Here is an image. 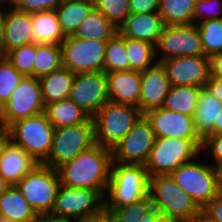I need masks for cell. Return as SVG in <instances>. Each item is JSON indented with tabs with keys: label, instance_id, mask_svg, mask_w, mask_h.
<instances>
[{
	"label": "cell",
	"instance_id": "obj_42",
	"mask_svg": "<svg viewBox=\"0 0 222 222\" xmlns=\"http://www.w3.org/2000/svg\"><path fill=\"white\" fill-rule=\"evenodd\" d=\"M209 149L208 151H206ZM205 150L204 155L211 153L212 159L214 158L213 166L222 163V134L219 135H207L203 139L202 151Z\"/></svg>",
	"mask_w": 222,
	"mask_h": 222
},
{
	"label": "cell",
	"instance_id": "obj_30",
	"mask_svg": "<svg viewBox=\"0 0 222 222\" xmlns=\"http://www.w3.org/2000/svg\"><path fill=\"white\" fill-rule=\"evenodd\" d=\"M201 87L171 86L163 104L164 109L194 116Z\"/></svg>",
	"mask_w": 222,
	"mask_h": 222
},
{
	"label": "cell",
	"instance_id": "obj_14",
	"mask_svg": "<svg viewBox=\"0 0 222 222\" xmlns=\"http://www.w3.org/2000/svg\"><path fill=\"white\" fill-rule=\"evenodd\" d=\"M155 138L150 122L142 115L133 128L111 149L112 162L144 165Z\"/></svg>",
	"mask_w": 222,
	"mask_h": 222
},
{
	"label": "cell",
	"instance_id": "obj_27",
	"mask_svg": "<svg viewBox=\"0 0 222 222\" xmlns=\"http://www.w3.org/2000/svg\"><path fill=\"white\" fill-rule=\"evenodd\" d=\"M221 109L222 103L218 101L209 90L201 87L193 121L195 130L202 139L214 129V124Z\"/></svg>",
	"mask_w": 222,
	"mask_h": 222
},
{
	"label": "cell",
	"instance_id": "obj_51",
	"mask_svg": "<svg viewBox=\"0 0 222 222\" xmlns=\"http://www.w3.org/2000/svg\"><path fill=\"white\" fill-rule=\"evenodd\" d=\"M37 221L38 222H74L68 219H63L56 216H52L51 214L38 215Z\"/></svg>",
	"mask_w": 222,
	"mask_h": 222
},
{
	"label": "cell",
	"instance_id": "obj_35",
	"mask_svg": "<svg viewBox=\"0 0 222 222\" xmlns=\"http://www.w3.org/2000/svg\"><path fill=\"white\" fill-rule=\"evenodd\" d=\"M205 56L222 52V19L197 23Z\"/></svg>",
	"mask_w": 222,
	"mask_h": 222
},
{
	"label": "cell",
	"instance_id": "obj_36",
	"mask_svg": "<svg viewBox=\"0 0 222 222\" xmlns=\"http://www.w3.org/2000/svg\"><path fill=\"white\" fill-rule=\"evenodd\" d=\"M23 77L5 56L0 58V108L10 99Z\"/></svg>",
	"mask_w": 222,
	"mask_h": 222
},
{
	"label": "cell",
	"instance_id": "obj_3",
	"mask_svg": "<svg viewBox=\"0 0 222 222\" xmlns=\"http://www.w3.org/2000/svg\"><path fill=\"white\" fill-rule=\"evenodd\" d=\"M149 195L168 222H185L201 210L170 175L149 177Z\"/></svg>",
	"mask_w": 222,
	"mask_h": 222
},
{
	"label": "cell",
	"instance_id": "obj_57",
	"mask_svg": "<svg viewBox=\"0 0 222 222\" xmlns=\"http://www.w3.org/2000/svg\"><path fill=\"white\" fill-rule=\"evenodd\" d=\"M0 222H13L11 220H7V219H3V218H0Z\"/></svg>",
	"mask_w": 222,
	"mask_h": 222
},
{
	"label": "cell",
	"instance_id": "obj_50",
	"mask_svg": "<svg viewBox=\"0 0 222 222\" xmlns=\"http://www.w3.org/2000/svg\"><path fill=\"white\" fill-rule=\"evenodd\" d=\"M10 141L8 128L0 125V156L6 144Z\"/></svg>",
	"mask_w": 222,
	"mask_h": 222
},
{
	"label": "cell",
	"instance_id": "obj_7",
	"mask_svg": "<svg viewBox=\"0 0 222 222\" xmlns=\"http://www.w3.org/2000/svg\"><path fill=\"white\" fill-rule=\"evenodd\" d=\"M16 186L38 215L51 214L61 181L57 169L39 163Z\"/></svg>",
	"mask_w": 222,
	"mask_h": 222
},
{
	"label": "cell",
	"instance_id": "obj_33",
	"mask_svg": "<svg viewBox=\"0 0 222 222\" xmlns=\"http://www.w3.org/2000/svg\"><path fill=\"white\" fill-rule=\"evenodd\" d=\"M125 50L130 70L142 72L158 62L155 45L149 42L125 38Z\"/></svg>",
	"mask_w": 222,
	"mask_h": 222
},
{
	"label": "cell",
	"instance_id": "obj_55",
	"mask_svg": "<svg viewBox=\"0 0 222 222\" xmlns=\"http://www.w3.org/2000/svg\"><path fill=\"white\" fill-rule=\"evenodd\" d=\"M5 1H6V3H8V4H6L7 5V8H8V6L10 7V8H6V5L4 6L5 7V9H3L2 7V4L3 3H5ZM0 10H12V9H16V7H17V3H18V0H0Z\"/></svg>",
	"mask_w": 222,
	"mask_h": 222
},
{
	"label": "cell",
	"instance_id": "obj_54",
	"mask_svg": "<svg viewBox=\"0 0 222 222\" xmlns=\"http://www.w3.org/2000/svg\"><path fill=\"white\" fill-rule=\"evenodd\" d=\"M4 23H5V10H0V50L3 42Z\"/></svg>",
	"mask_w": 222,
	"mask_h": 222
},
{
	"label": "cell",
	"instance_id": "obj_12",
	"mask_svg": "<svg viewBox=\"0 0 222 222\" xmlns=\"http://www.w3.org/2000/svg\"><path fill=\"white\" fill-rule=\"evenodd\" d=\"M104 206L105 196L99 190L61 185L51 215L81 222L86 216Z\"/></svg>",
	"mask_w": 222,
	"mask_h": 222
},
{
	"label": "cell",
	"instance_id": "obj_23",
	"mask_svg": "<svg viewBox=\"0 0 222 222\" xmlns=\"http://www.w3.org/2000/svg\"><path fill=\"white\" fill-rule=\"evenodd\" d=\"M0 218L13 222H32L37 220L38 214L30 206L16 185L0 197Z\"/></svg>",
	"mask_w": 222,
	"mask_h": 222
},
{
	"label": "cell",
	"instance_id": "obj_46",
	"mask_svg": "<svg viewBox=\"0 0 222 222\" xmlns=\"http://www.w3.org/2000/svg\"><path fill=\"white\" fill-rule=\"evenodd\" d=\"M210 76L222 79V52L209 57Z\"/></svg>",
	"mask_w": 222,
	"mask_h": 222
},
{
	"label": "cell",
	"instance_id": "obj_28",
	"mask_svg": "<svg viewBox=\"0 0 222 222\" xmlns=\"http://www.w3.org/2000/svg\"><path fill=\"white\" fill-rule=\"evenodd\" d=\"M32 32L37 44H61L65 35L61 29L55 10L32 14Z\"/></svg>",
	"mask_w": 222,
	"mask_h": 222
},
{
	"label": "cell",
	"instance_id": "obj_32",
	"mask_svg": "<svg viewBox=\"0 0 222 222\" xmlns=\"http://www.w3.org/2000/svg\"><path fill=\"white\" fill-rule=\"evenodd\" d=\"M62 67V49L60 44L36 43L33 65V77L40 78Z\"/></svg>",
	"mask_w": 222,
	"mask_h": 222
},
{
	"label": "cell",
	"instance_id": "obj_49",
	"mask_svg": "<svg viewBox=\"0 0 222 222\" xmlns=\"http://www.w3.org/2000/svg\"><path fill=\"white\" fill-rule=\"evenodd\" d=\"M185 222H215L207 213L202 209L197 212L194 216Z\"/></svg>",
	"mask_w": 222,
	"mask_h": 222
},
{
	"label": "cell",
	"instance_id": "obj_24",
	"mask_svg": "<svg viewBox=\"0 0 222 222\" xmlns=\"http://www.w3.org/2000/svg\"><path fill=\"white\" fill-rule=\"evenodd\" d=\"M75 79V74L68 68L61 67L39 78L45 105L68 99Z\"/></svg>",
	"mask_w": 222,
	"mask_h": 222
},
{
	"label": "cell",
	"instance_id": "obj_45",
	"mask_svg": "<svg viewBox=\"0 0 222 222\" xmlns=\"http://www.w3.org/2000/svg\"><path fill=\"white\" fill-rule=\"evenodd\" d=\"M81 222H118L116 216L106 206L89 214Z\"/></svg>",
	"mask_w": 222,
	"mask_h": 222
},
{
	"label": "cell",
	"instance_id": "obj_52",
	"mask_svg": "<svg viewBox=\"0 0 222 222\" xmlns=\"http://www.w3.org/2000/svg\"><path fill=\"white\" fill-rule=\"evenodd\" d=\"M222 134V109L219 112L218 118L214 124V129L208 135H219Z\"/></svg>",
	"mask_w": 222,
	"mask_h": 222
},
{
	"label": "cell",
	"instance_id": "obj_34",
	"mask_svg": "<svg viewBox=\"0 0 222 222\" xmlns=\"http://www.w3.org/2000/svg\"><path fill=\"white\" fill-rule=\"evenodd\" d=\"M129 70L130 64L125 50V37L117 32L107 41L103 71L109 73Z\"/></svg>",
	"mask_w": 222,
	"mask_h": 222
},
{
	"label": "cell",
	"instance_id": "obj_43",
	"mask_svg": "<svg viewBox=\"0 0 222 222\" xmlns=\"http://www.w3.org/2000/svg\"><path fill=\"white\" fill-rule=\"evenodd\" d=\"M160 0H129L130 13H153L159 11Z\"/></svg>",
	"mask_w": 222,
	"mask_h": 222
},
{
	"label": "cell",
	"instance_id": "obj_48",
	"mask_svg": "<svg viewBox=\"0 0 222 222\" xmlns=\"http://www.w3.org/2000/svg\"><path fill=\"white\" fill-rule=\"evenodd\" d=\"M137 222H168L160 212L153 207L149 212L146 213L142 218L140 217Z\"/></svg>",
	"mask_w": 222,
	"mask_h": 222
},
{
	"label": "cell",
	"instance_id": "obj_56",
	"mask_svg": "<svg viewBox=\"0 0 222 222\" xmlns=\"http://www.w3.org/2000/svg\"><path fill=\"white\" fill-rule=\"evenodd\" d=\"M11 184H9L1 175H0V197L9 189Z\"/></svg>",
	"mask_w": 222,
	"mask_h": 222
},
{
	"label": "cell",
	"instance_id": "obj_25",
	"mask_svg": "<svg viewBox=\"0 0 222 222\" xmlns=\"http://www.w3.org/2000/svg\"><path fill=\"white\" fill-rule=\"evenodd\" d=\"M45 113L55 128L79 125L91 117L70 98L47 104Z\"/></svg>",
	"mask_w": 222,
	"mask_h": 222
},
{
	"label": "cell",
	"instance_id": "obj_8",
	"mask_svg": "<svg viewBox=\"0 0 222 222\" xmlns=\"http://www.w3.org/2000/svg\"><path fill=\"white\" fill-rule=\"evenodd\" d=\"M94 144L92 117L79 125L55 128L50 154L42 164L58 169Z\"/></svg>",
	"mask_w": 222,
	"mask_h": 222
},
{
	"label": "cell",
	"instance_id": "obj_44",
	"mask_svg": "<svg viewBox=\"0 0 222 222\" xmlns=\"http://www.w3.org/2000/svg\"><path fill=\"white\" fill-rule=\"evenodd\" d=\"M202 210L215 222H222V193H218Z\"/></svg>",
	"mask_w": 222,
	"mask_h": 222
},
{
	"label": "cell",
	"instance_id": "obj_40",
	"mask_svg": "<svg viewBox=\"0 0 222 222\" xmlns=\"http://www.w3.org/2000/svg\"><path fill=\"white\" fill-rule=\"evenodd\" d=\"M212 19H222V0H197L193 14L194 24Z\"/></svg>",
	"mask_w": 222,
	"mask_h": 222
},
{
	"label": "cell",
	"instance_id": "obj_9",
	"mask_svg": "<svg viewBox=\"0 0 222 222\" xmlns=\"http://www.w3.org/2000/svg\"><path fill=\"white\" fill-rule=\"evenodd\" d=\"M170 176L201 209L218 194L213 164L194 159L179 166Z\"/></svg>",
	"mask_w": 222,
	"mask_h": 222
},
{
	"label": "cell",
	"instance_id": "obj_1",
	"mask_svg": "<svg viewBox=\"0 0 222 222\" xmlns=\"http://www.w3.org/2000/svg\"><path fill=\"white\" fill-rule=\"evenodd\" d=\"M112 151L95 143L57 170L61 185L99 190L104 196L111 175Z\"/></svg>",
	"mask_w": 222,
	"mask_h": 222
},
{
	"label": "cell",
	"instance_id": "obj_16",
	"mask_svg": "<svg viewBox=\"0 0 222 222\" xmlns=\"http://www.w3.org/2000/svg\"><path fill=\"white\" fill-rule=\"evenodd\" d=\"M171 86L205 87L210 76L209 57L184 56L163 60Z\"/></svg>",
	"mask_w": 222,
	"mask_h": 222
},
{
	"label": "cell",
	"instance_id": "obj_5",
	"mask_svg": "<svg viewBox=\"0 0 222 222\" xmlns=\"http://www.w3.org/2000/svg\"><path fill=\"white\" fill-rule=\"evenodd\" d=\"M54 131L45 112L17 120L8 127L10 141L40 164L50 154Z\"/></svg>",
	"mask_w": 222,
	"mask_h": 222
},
{
	"label": "cell",
	"instance_id": "obj_21",
	"mask_svg": "<svg viewBox=\"0 0 222 222\" xmlns=\"http://www.w3.org/2000/svg\"><path fill=\"white\" fill-rule=\"evenodd\" d=\"M164 27L158 12L130 13L118 32L125 38L146 41L156 46Z\"/></svg>",
	"mask_w": 222,
	"mask_h": 222
},
{
	"label": "cell",
	"instance_id": "obj_29",
	"mask_svg": "<svg viewBox=\"0 0 222 222\" xmlns=\"http://www.w3.org/2000/svg\"><path fill=\"white\" fill-rule=\"evenodd\" d=\"M117 32L118 28L94 8L79 25L73 36L81 39L108 41Z\"/></svg>",
	"mask_w": 222,
	"mask_h": 222
},
{
	"label": "cell",
	"instance_id": "obj_17",
	"mask_svg": "<svg viewBox=\"0 0 222 222\" xmlns=\"http://www.w3.org/2000/svg\"><path fill=\"white\" fill-rule=\"evenodd\" d=\"M143 115L150 122L155 137L203 140L195 130L192 116L163 107L149 110Z\"/></svg>",
	"mask_w": 222,
	"mask_h": 222
},
{
	"label": "cell",
	"instance_id": "obj_15",
	"mask_svg": "<svg viewBox=\"0 0 222 222\" xmlns=\"http://www.w3.org/2000/svg\"><path fill=\"white\" fill-rule=\"evenodd\" d=\"M69 98L93 117L109 101L106 73H76Z\"/></svg>",
	"mask_w": 222,
	"mask_h": 222
},
{
	"label": "cell",
	"instance_id": "obj_26",
	"mask_svg": "<svg viewBox=\"0 0 222 222\" xmlns=\"http://www.w3.org/2000/svg\"><path fill=\"white\" fill-rule=\"evenodd\" d=\"M94 3L85 0H63L55 9L64 35L75 34L79 25L94 9Z\"/></svg>",
	"mask_w": 222,
	"mask_h": 222
},
{
	"label": "cell",
	"instance_id": "obj_22",
	"mask_svg": "<svg viewBox=\"0 0 222 222\" xmlns=\"http://www.w3.org/2000/svg\"><path fill=\"white\" fill-rule=\"evenodd\" d=\"M31 155L9 141L0 156V175L11 185H16L37 165Z\"/></svg>",
	"mask_w": 222,
	"mask_h": 222
},
{
	"label": "cell",
	"instance_id": "obj_19",
	"mask_svg": "<svg viewBox=\"0 0 222 222\" xmlns=\"http://www.w3.org/2000/svg\"><path fill=\"white\" fill-rule=\"evenodd\" d=\"M109 101L139 108L141 72L135 70L106 73Z\"/></svg>",
	"mask_w": 222,
	"mask_h": 222
},
{
	"label": "cell",
	"instance_id": "obj_13",
	"mask_svg": "<svg viewBox=\"0 0 222 222\" xmlns=\"http://www.w3.org/2000/svg\"><path fill=\"white\" fill-rule=\"evenodd\" d=\"M155 48L160 63L176 57L205 55L197 24L165 26ZM158 52H162L161 58Z\"/></svg>",
	"mask_w": 222,
	"mask_h": 222
},
{
	"label": "cell",
	"instance_id": "obj_18",
	"mask_svg": "<svg viewBox=\"0 0 222 222\" xmlns=\"http://www.w3.org/2000/svg\"><path fill=\"white\" fill-rule=\"evenodd\" d=\"M171 85L165 67L157 62L141 72L139 109L142 114L163 107Z\"/></svg>",
	"mask_w": 222,
	"mask_h": 222
},
{
	"label": "cell",
	"instance_id": "obj_58",
	"mask_svg": "<svg viewBox=\"0 0 222 222\" xmlns=\"http://www.w3.org/2000/svg\"><path fill=\"white\" fill-rule=\"evenodd\" d=\"M85 1H89V2L95 3V0H85Z\"/></svg>",
	"mask_w": 222,
	"mask_h": 222
},
{
	"label": "cell",
	"instance_id": "obj_53",
	"mask_svg": "<svg viewBox=\"0 0 222 222\" xmlns=\"http://www.w3.org/2000/svg\"><path fill=\"white\" fill-rule=\"evenodd\" d=\"M218 193H222V163L215 166Z\"/></svg>",
	"mask_w": 222,
	"mask_h": 222
},
{
	"label": "cell",
	"instance_id": "obj_2",
	"mask_svg": "<svg viewBox=\"0 0 222 222\" xmlns=\"http://www.w3.org/2000/svg\"><path fill=\"white\" fill-rule=\"evenodd\" d=\"M149 194V175L143 164L112 162L105 194V206L113 209L129 205Z\"/></svg>",
	"mask_w": 222,
	"mask_h": 222
},
{
	"label": "cell",
	"instance_id": "obj_4",
	"mask_svg": "<svg viewBox=\"0 0 222 222\" xmlns=\"http://www.w3.org/2000/svg\"><path fill=\"white\" fill-rule=\"evenodd\" d=\"M203 140L156 137L144 164L149 177L170 175L182 164L193 161L202 152Z\"/></svg>",
	"mask_w": 222,
	"mask_h": 222
},
{
	"label": "cell",
	"instance_id": "obj_37",
	"mask_svg": "<svg viewBox=\"0 0 222 222\" xmlns=\"http://www.w3.org/2000/svg\"><path fill=\"white\" fill-rule=\"evenodd\" d=\"M36 53V43L23 45L8 51L4 56L12 66L24 76H33V65Z\"/></svg>",
	"mask_w": 222,
	"mask_h": 222
},
{
	"label": "cell",
	"instance_id": "obj_6",
	"mask_svg": "<svg viewBox=\"0 0 222 222\" xmlns=\"http://www.w3.org/2000/svg\"><path fill=\"white\" fill-rule=\"evenodd\" d=\"M142 115L135 106L108 101L92 117L95 143L112 149Z\"/></svg>",
	"mask_w": 222,
	"mask_h": 222
},
{
	"label": "cell",
	"instance_id": "obj_10",
	"mask_svg": "<svg viewBox=\"0 0 222 222\" xmlns=\"http://www.w3.org/2000/svg\"><path fill=\"white\" fill-rule=\"evenodd\" d=\"M45 107L39 78L24 76L0 108V125L8 128L17 120L45 112Z\"/></svg>",
	"mask_w": 222,
	"mask_h": 222
},
{
	"label": "cell",
	"instance_id": "obj_38",
	"mask_svg": "<svg viewBox=\"0 0 222 222\" xmlns=\"http://www.w3.org/2000/svg\"><path fill=\"white\" fill-rule=\"evenodd\" d=\"M94 7L117 28L130 14L129 0H95Z\"/></svg>",
	"mask_w": 222,
	"mask_h": 222
},
{
	"label": "cell",
	"instance_id": "obj_11",
	"mask_svg": "<svg viewBox=\"0 0 222 222\" xmlns=\"http://www.w3.org/2000/svg\"><path fill=\"white\" fill-rule=\"evenodd\" d=\"M62 67L74 74L102 72L107 41L67 36L62 41Z\"/></svg>",
	"mask_w": 222,
	"mask_h": 222
},
{
	"label": "cell",
	"instance_id": "obj_31",
	"mask_svg": "<svg viewBox=\"0 0 222 222\" xmlns=\"http://www.w3.org/2000/svg\"><path fill=\"white\" fill-rule=\"evenodd\" d=\"M197 0H160L159 15L165 26L194 24Z\"/></svg>",
	"mask_w": 222,
	"mask_h": 222
},
{
	"label": "cell",
	"instance_id": "obj_47",
	"mask_svg": "<svg viewBox=\"0 0 222 222\" xmlns=\"http://www.w3.org/2000/svg\"><path fill=\"white\" fill-rule=\"evenodd\" d=\"M205 88L222 103V79L209 76Z\"/></svg>",
	"mask_w": 222,
	"mask_h": 222
},
{
	"label": "cell",
	"instance_id": "obj_39",
	"mask_svg": "<svg viewBox=\"0 0 222 222\" xmlns=\"http://www.w3.org/2000/svg\"><path fill=\"white\" fill-rule=\"evenodd\" d=\"M152 208V199L148 194L134 203L117 207L112 212L118 222H137L140 217L145 216Z\"/></svg>",
	"mask_w": 222,
	"mask_h": 222
},
{
	"label": "cell",
	"instance_id": "obj_20",
	"mask_svg": "<svg viewBox=\"0 0 222 222\" xmlns=\"http://www.w3.org/2000/svg\"><path fill=\"white\" fill-rule=\"evenodd\" d=\"M34 43L32 32V14L18 9L5 10V23L1 53Z\"/></svg>",
	"mask_w": 222,
	"mask_h": 222
},
{
	"label": "cell",
	"instance_id": "obj_41",
	"mask_svg": "<svg viewBox=\"0 0 222 222\" xmlns=\"http://www.w3.org/2000/svg\"><path fill=\"white\" fill-rule=\"evenodd\" d=\"M62 1L63 0H18L16 9L29 14L52 11L55 10Z\"/></svg>",
	"mask_w": 222,
	"mask_h": 222
}]
</instances>
